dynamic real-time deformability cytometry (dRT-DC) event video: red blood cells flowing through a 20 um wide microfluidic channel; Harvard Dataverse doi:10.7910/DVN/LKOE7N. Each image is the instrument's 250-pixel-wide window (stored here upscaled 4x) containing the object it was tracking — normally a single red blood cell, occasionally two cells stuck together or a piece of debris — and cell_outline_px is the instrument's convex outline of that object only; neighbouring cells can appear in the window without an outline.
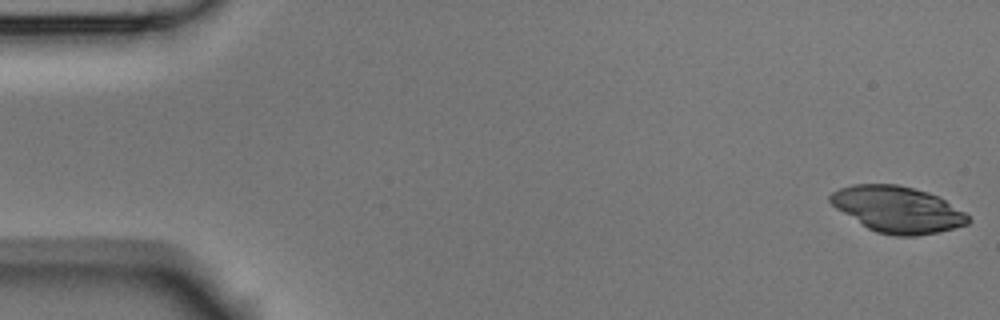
{"species": "Egyptian fruit bat (a non-hibernating species)", "species_latin": "Rousettus aegyptiacus", "temperature_condition": "room temperature", "stored_images_in_passage": 6, "camera_frame_rate_fps": 3000, "um_per_image_px": 0.085, "animal": {"sex": "male"}, "frame": {"image": 1, "passage_image": 1, "time_ms": 0.0, "image_size_px": [1000, 320], "cell_outline_px": [[972, 220], [968, 224], [936, 232], [916, 236], [896, 236], [876, 232], [868, 228], [836, 208], [828, 200], [828, 196], [832, 192], [840, 188], [852, 184], [896, 184], [928, 192], [944, 200], [964, 212]], "centroid_in_image_um": [76.27, 17.8], "position_along_channel_um": 8.7, "area_um2": 36.76}}